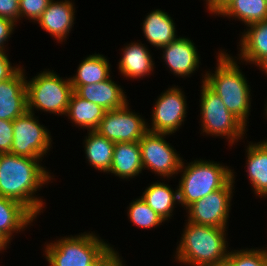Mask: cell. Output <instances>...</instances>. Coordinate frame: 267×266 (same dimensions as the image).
<instances>
[{
	"instance_id": "obj_1",
	"label": "cell",
	"mask_w": 267,
	"mask_h": 266,
	"mask_svg": "<svg viewBox=\"0 0 267 266\" xmlns=\"http://www.w3.org/2000/svg\"><path fill=\"white\" fill-rule=\"evenodd\" d=\"M40 160L43 159L0 154V196L19 201L36 217L45 205L36 191L52 179L50 172L39 164Z\"/></svg>"
},
{
	"instance_id": "obj_2",
	"label": "cell",
	"mask_w": 267,
	"mask_h": 266,
	"mask_svg": "<svg viewBox=\"0 0 267 266\" xmlns=\"http://www.w3.org/2000/svg\"><path fill=\"white\" fill-rule=\"evenodd\" d=\"M217 57L215 72L207 71L202 82L220 97L229 112L247 126L251 109V87L235 58L221 50Z\"/></svg>"
},
{
	"instance_id": "obj_3",
	"label": "cell",
	"mask_w": 267,
	"mask_h": 266,
	"mask_svg": "<svg viewBox=\"0 0 267 266\" xmlns=\"http://www.w3.org/2000/svg\"><path fill=\"white\" fill-rule=\"evenodd\" d=\"M185 224L175 252L176 262L189 266H216L227 260V228L198 225L188 221Z\"/></svg>"
},
{
	"instance_id": "obj_4",
	"label": "cell",
	"mask_w": 267,
	"mask_h": 266,
	"mask_svg": "<svg viewBox=\"0 0 267 266\" xmlns=\"http://www.w3.org/2000/svg\"><path fill=\"white\" fill-rule=\"evenodd\" d=\"M178 185L179 204L187 208L194 201L221 189L231 178L233 170L222 163L194 160L185 166L182 160Z\"/></svg>"
},
{
	"instance_id": "obj_5",
	"label": "cell",
	"mask_w": 267,
	"mask_h": 266,
	"mask_svg": "<svg viewBox=\"0 0 267 266\" xmlns=\"http://www.w3.org/2000/svg\"><path fill=\"white\" fill-rule=\"evenodd\" d=\"M54 70L43 71L26 80L27 108L34 113L48 112L54 115H66L72 93L70 78L63 79Z\"/></svg>"
},
{
	"instance_id": "obj_6",
	"label": "cell",
	"mask_w": 267,
	"mask_h": 266,
	"mask_svg": "<svg viewBox=\"0 0 267 266\" xmlns=\"http://www.w3.org/2000/svg\"><path fill=\"white\" fill-rule=\"evenodd\" d=\"M53 242L44 248L49 266H88L110 245L93 232L64 236Z\"/></svg>"
},
{
	"instance_id": "obj_7",
	"label": "cell",
	"mask_w": 267,
	"mask_h": 266,
	"mask_svg": "<svg viewBox=\"0 0 267 266\" xmlns=\"http://www.w3.org/2000/svg\"><path fill=\"white\" fill-rule=\"evenodd\" d=\"M200 114L201 131L206 135L222 136L234 143L243 139L246 126L236 118L224 105L220 97L215 94L204 82H201ZM239 139V140H238ZM236 141V142H235Z\"/></svg>"
},
{
	"instance_id": "obj_8",
	"label": "cell",
	"mask_w": 267,
	"mask_h": 266,
	"mask_svg": "<svg viewBox=\"0 0 267 266\" xmlns=\"http://www.w3.org/2000/svg\"><path fill=\"white\" fill-rule=\"evenodd\" d=\"M234 180L235 175L232 172V178L221 189L190 204L185 209L188 215L186 221L198 225L228 228L226 226L233 197L232 190L235 188Z\"/></svg>"
},
{
	"instance_id": "obj_9",
	"label": "cell",
	"mask_w": 267,
	"mask_h": 266,
	"mask_svg": "<svg viewBox=\"0 0 267 266\" xmlns=\"http://www.w3.org/2000/svg\"><path fill=\"white\" fill-rule=\"evenodd\" d=\"M14 137L10 153L17 156L40 158L52 147L51 134L41 125L35 113L27 111L13 120Z\"/></svg>"
},
{
	"instance_id": "obj_10",
	"label": "cell",
	"mask_w": 267,
	"mask_h": 266,
	"mask_svg": "<svg viewBox=\"0 0 267 266\" xmlns=\"http://www.w3.org/2000/svg\"><path fill=\"white\" fill-rule=\"evenodd\" d=\"M168 135L171 134L148 130L139 140L143 170L146 168L163 178L178 174L183 160L164 139Z\"/></svg>"
},
{
	"instance_id": "obj_11",
	"label": "cell",
	"mask_w": 267,
	"mask_h": 266,
	"mask_svg": "<svg viewBox=\"0 0 267 266\" xmlns=\"http://www.w3.org/2000/svg\"><path fill=\"white\" fill-rule=\"evenodd\" d=\"M128 104L106 111L95 131L113 143L139 142L148 131L149 124L141 115L130 111Z\"/></svg>"
},
{
	"instance_id": "obj_12",
	"label": "cell",
	"mask_w": 267,
	"mask_h": 266,
	"mask_svg": "<svg viewBox=\"0 0 267 266\" xmlns=\"http://www.w3.org/2000/svg\"><path fill=\"white\" fill-rule=\"evenodd\" d=\"M181 88L174 86L161 93L152 110V132L173 134L184 124L187 101ZM151 127V128H149Z\"/></svg>"
},
{
	"instance_id": "obj_13",
	"label": "cell",
	"mask_w": 267,
	"mask_h": 266,
	"mask_svg": "<svg viewBox=\"0 0 267 266\" xmlns=\"http://www.w3.org/2000/svg\"><path fill=\"white\" fill-rule=\"evenodd\" d=\"M24 71L21 68L13 77L0 81V119L13 121L28 111Z\"/></svg>"
},
{
	"instance_id": "obj_14",
	"label": "cell",
	"mask_w": 267,
	"mask_h": 266,
	"mask_svg": "<svg viewBox=\"0 0 267 266\" xmlns=\"http://www.w3.org/2000/svg\"><path fill=\"white\" fill-rule=\"evenodd\" d=\"M194 45L188 37H177L170 44L160 47L161 50L164 49L162 59L174 75L190 77L199 68L200 55Z\"/></svg>"
},
{
	"instance_id": "obj_15",
	"label": "cell",
	"mask_w": 267,
	"mask_h": 266,
	"mask_svg": "<svg viewBox=\"0 0 267 266\" xmlns=\"http://www.w3.org/2000/svg\"><path fill=\"white\" fill-rule=\"evenodd\" d=\"M75 6L70 0H51L37 23L59 42L66 41L74 26Z\"/></svg>"
},
{
	"instance_id": "obj_16",
	"label": "cell",
	"mask_w": 267,
	"mask_h": 266,
	"mask_svg": "<svg viewBox=\"0 0 267 266\" xmlns=\"http://www.w3.org/2000/svg\"><path fill=\"white\" fill-rule=\"evenodd\" d=\"M74 92L106 111L119 109L128 103L126 92L115 81H112L111 77L96 84L79 86Z\"/></svg>"
},
{
	"instance_id": "obj_17",
	"label": "cell",
	"mask_w": 267,
	"mask_h": 266,
	"mask_svg": "<svg viewBox=\"0 0 267 266\" xmlns=\"http://www.w3.org/2000/svg\"><path fill=\"white\" fill-rule=\"evenodd\" d=\"M141 42H131L122 49V58L119 61V72L127 77L139 79L153 72L154 61L146 46Z\"/></svg>"
},
{
	"instance_id": "obj_18",
	"label": "cell",
	"mask_w": 267,
	"mask_h": 266,
	"mask_svg": "<svg viewBox=\"0 0 267 266\" xmlns=\"http://www.w3.org/2000/svg\"><path fill=\"white\" fill-rule=\"evenodd\" d=\"M36 218L19 201L0 196V233L9 241H11L13 233L25 230Z\"/></svg>"
},
{
	"instance_id": "obj_19",
	"label": "cell",
	"mask_w": 267,
	"mask_h": 266,
	"mask_svg": "<svg viewBox=\"0 0 267 266\" xmlns=\"http://www.w3.org/2000/svg\"><path fill=\"white\" fill-rule=\"evenodd\" d=\"M142 170L139 142L115 143L112 165L108 173L124 180L138 176Z\"/></svg>"
},
{
	"instance_id": "obj_20",
	"label": "cell",
	"mask_w": 267,
	"mask_h": 266,
	"mask_svg": "<svg viewBox=\"0 0 267 266\" xmlns=\"http://www.w3.org/2000/svg\"><path fill=\"white\" fill-rule=\"evenodd\" d=\"M246 154V171L254 194L267 198V141L249 142Z\"/></svg>"
},
{
	"instance_id": "obj_21",
	"label": "cell",
	"mask_w": 267,
	"mask_h": 266,
	"mask_svg": "<svg viewBox=\"0 0 267 266\" xmlns=\"http://www.w3.org/2000/svg\"><path fill=\"white\" fill-rule=\"evenodd\" d=\"M142 25L145 38L158 49L170 44L178 37L175 33L176 28L172 17L160 9L150 12Z\"/></svg>"
},
{
	"instance_id": "obj_22",
	"label": "cell",
	"mask_w": 267,
	"mask_h": 266,
	"mask_svg": "<svg viewBox=\"0 0 267 266\" xmlns=\"http://www.w3.org/2000/svg\"><path fill=\"white\" fill-rule=\"evenodd\" d=\"M239 41V58L256 65L267 55V20L248 25Z\"/></svg>"
},
{
	"instance_id": "obj_23",
	"label": "cell",
	"mask_w": 267,
	"mask_h": 266,
	"mask_svg": "<svg viewBox=\"0 0 267 266\" xmlns=\"http://www.w3.org/2000/svg\"><path fill=\"white\" fill-rule=\"evenodd\" d=\"M110 67L111 64L104 55L95 53L87 56L79 64L75 76L70 77L73 90L82 85L96 84L109 79Z\"/></svg>"
},
{
	"instance_id": "obj_24",
	"label": "cell",
	"mask_w": 267,
	"mask_h": 266,
	"mask_svg": "<svg viewBox=\"0 0 267 266\" xmlns=\"http://www.w3.org/2000/svg\"><path fill=\"white\" fill-rule=\"evenodd\" d=\"M105 113L106 110L99 105L85 100L73 92L65 116H68L71 123L78 127L94 131L98 128Z\"/></svg>"
},
{
	"instance_id": "obj_25",
	"label": "cell",
	"mask_w": 267,
	"mask_h": 266,
	"mask_svg": "<svg viewBox=\"0 0 267 266\" xmlns=\"http://www.w3.org/2000/svg\"><path fill=\"white\" fill-rule=\"evenodd\" d=\"M140 198L166 221L173 215L174 207L179 203L178 187L174 191L168 184L153 182Z\"/></svg>"
},
{
	"instance_id": "obj_26",
	"label": "cell",
	"mask_w": 267,
	"mask_h": 266,
	"mask_svg": "<svg viewBox=\"0 0 267 266\" xmlns=\"http://www.w3.org/2000/svg\"><path fill=\"white\" fill-rule=\"evenodd\" d=\"M88 136L85 137L86 159L88 164L92 165L100 172L108 173L112 165L114 145L112 141L101 136L98 132L87 131Z\"/></svg>"
},
{
	"instance_id": "obj_27",
	"label": "cell",
	"mask_w": 267,
	"mask_h": 266,
	"mask_svg": "<svg viewBox=\"0 0 267 266\" xmlns=\"http://www.w3.org/2000/svg\"><path fill=\"white\" fill-rule=\"evenodd\" d=\"M235 18L245 25L267 20V0H231L218 16Z\"/></svg>"
},
{
	"instance_id": "obj_28",
	"label": "cell",
	"mask_w": 267,
	"mask_h": 266,
	"mask_svg": "<svg viewBox=\"0 0 267 266\" xmlns=\"http://www.w3.org/2000/svg\"><path fill=\"white\" fill-rule=\"evenodd\" d=\"M128 217L130 221L142 228H155L165 222L150 206L141 198H136L128 207Z\"/></svg>"
},
{
	"instance_id": "obj_29",
	"label": "cell",
	"mask_w": 267,
	"mask_h": 266,
	"mask_svg": "<svg viewBox=\"0 0 267 266\" xmlns=\"http://www.w3.org/2000/svg\"><path fill=\"white\" fill-rule=\"evenodd\" d=\"M240 249L228 253L227 261L232 266H267V249Z\"/></svg>"
},
{
	"instance_id": "obj_30",
	"label": "cell",
	"mask_w": 267,
	"mask_h": 266,
	"mask_svg": "<svg viewBox=\"0 0 267 266\" xmlns=\"http://www.w3.org/2000/svg\"><path fill=\"white\" fill-rule=\"evenodd\" d=\"M51 0H20L19 20L25 17L28 20L37 21L45 11Z\"/></svg>"
},
{
	"instance_id": "obj_31",
	"label": "cell",
	"mask_w": 267,
	"mask_h": 266,
	"mask_svg": "<svg viewBox=\"0 0 267 266\" xmlns=\"http://www.w3.org/2000/svg\"><path fill=\"white\" fill-rule=\"evenodd\" d=\"M13 137V121L0 119V154L10 153Z\"/></svg>"
},
{
	"instance_id": "obj_32",
	"label": "cell",
	"mask_w": 267,
	"mask_h": 266,
	"mask_svg": "<svg viewBox=\"0 0 267 266\" xmlns=\"http://www.w3.org/2000/svg\"><path fill=\"white\" fill-rule=\"evenodd\" d=\"M88 266H125L123 260L119 257L118 251H115L110 245Z\"/></svg>"
},
{
	"instance_id": "obj_33",
	"label": "cell",
	"mask_w": 267,
	"mask_h": 266,
	"mask_svg": "<svg viewBox=\"0 0 267 266\" xmlns=\"http://www.w3.org/2000/svg\"><path fill=\"white\" fill-rule=\"evenodd\" d=\"M20 0H0V17L12 20L17 24L19 21Z\"/></svg>"
},
{
	"instance_id": "obj_34",
	"label": "cell",
	"mask_w": 267,
	"mask_h": 266,
	"mask_svg": "<svg viewBox=\"0 0 267 266\" xmlns=\"http://www.w3.org/2000/svg\"><path fill=\"white\" fill-rule=\"evenodd\" d=\"M5 53L6 51H0V81L13 77L22 68L19 65L12 66Z\"/></svg>"
},
{
	"instance_id": "obj_35",
	"label": "cell",
	"mask_w": 267,
	"mask_h": 266,
	"mask_svg": "<svg viewBox=\"0 0 267 266\" xmlns=\"http://www.w3.org/2000/svg\"><path fill=\"white\" fill-rule=\"evenodd\" d=\"M16 23L10 19L0 17V51L5 50V43L8 42V39L11 37Z\"/></svg>"
},
{
	"instance_id": "obj_36",
	"label": "cell",
	"mask_w": 267,
	"mask_h": 266,
	"mask_svg": "<svg viewBox=\"0 0 267 266\" xmlns=\"http://www.w3.org/2000/svg\"><path fill=\"white\" fill-rule=\"evenodd\" d=\"M206 1V5L208 8V11H210L211 14L218 15L231 0H204Z\"/></svg>"
},
{
	"instance_id": "obj_37",
	"label": "cell",
	"mask_w": 267,
	"mask_h": 266,
	"mask_svg": "<svg viewBox=\"0 0 267 266\" xmlns=\"http://www.w3.org/2000/svg\"><path fill=\"white\" fill-rule=\"evenodd\" d=\"M256 66L260 67V69L262 70V72L264 71L265 74L267 75V55L262 58L257 64Z\"/></svg>"
},
{
	"instance_id": "obj_38",
	"label": "cell",
	"mask_w": 267,
	"mask_h": 266,
	"mask_svg": "<svg viewBox=\"0 0 267 266\" xmlns=\"http://www.w3.org/2000/svg\"><path fill=\"white\" fill-rule=\"evenodd\" d=\"M10 241L4 236V235H2L1 233H0V251H2V250H6V248L8 247V243H9Z\"/></svg>"
},
{
	"instance_id": "obj_39",
	"label": "cell",
	"mask_w": 267,
	"mask_h": 266,
	"mask_svg": "<svg viewBox=\"0 0 267 266\" xmlns=\"http://www.w3.org/2000/svg\"><path fill=\"white\" fill-rule=\"evenodd\" d=\"M216 266H232L227 260L220 262L218 265Z\"/></svg>"
},
{
	"instance_id": "obj_40",
	"label": "cell",
	"mask_w": 267,
	"mask_h": 266,
	"mask_svg": "<svg viewBox=\"0 0 267 266\" xmlns=\"http://www.w3.org/2000/svg\"><path fill=\"white\" fill-rule=\"evenodd\" d=\"M265 106H266V107H265V109H264V110L266 111V113H265V114L267 115V103H266V105H265Z\"/></svg>"
}]
</instances>
